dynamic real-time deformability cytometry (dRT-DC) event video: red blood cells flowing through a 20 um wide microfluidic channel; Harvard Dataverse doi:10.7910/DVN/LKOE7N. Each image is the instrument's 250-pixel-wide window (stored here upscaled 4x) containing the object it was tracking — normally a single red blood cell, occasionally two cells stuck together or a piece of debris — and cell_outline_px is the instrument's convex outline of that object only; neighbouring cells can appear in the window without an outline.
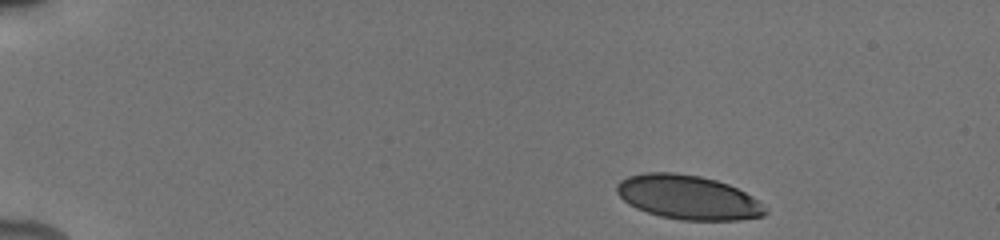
{"species": "human", "species_latin": "Homo sapiens", "temperature_condition": "cold", "stored_images_in_passage": 13, "camera_frame_rate_fps": 3000, "um_per_image_px": 0.085, "donor": {"sex": "male"}, "frame": {"image": 1, "passage_image": 1, "time_ms": 0.0, "image_size_px": [1000, 240], "cell_outline_px": [[768, 212], [764, 216], [736, 220], [680, 220], [660, 216], [636, 208], [628, 204], [616, 192], [616, 184], [620, 180], [628, 176], [644, 172], [672, 172], [700, 176], [716, 180], [728, 184], [752, 196], [768, 208]], "centroid_in_image_um": [58.48, 16.77], "position_along_channel_um": 26.5, "area_um2": 38.32}}
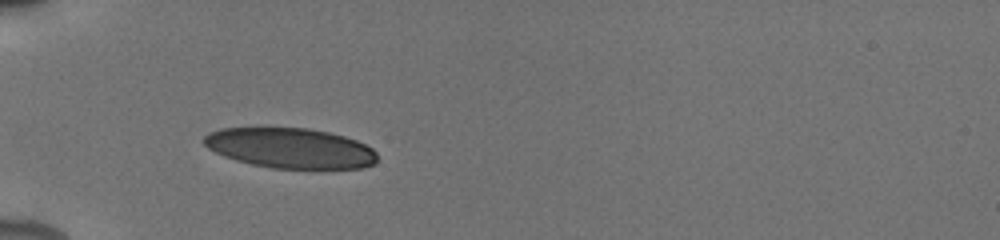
{"frame": {"image": 2, "passage_image": 7, "time_ms": 3.333, "image_size_px": [1000, 240], "cell_outline_px": [[376, 164], [364, 168], [272, 168], [252, 164], [236, 160], [224, 156], [208, 148], [204, 144], [204, 136], [208, 132], [220, 128], [260, 124], [308, 128], [328, 132], [344, 136], [356, 140], [372, 148], [376, 152]], "centroid_in_image_um": [24.61, 12.53], "position_along_channel_um": 60.4, "area_um2": 41.79}}
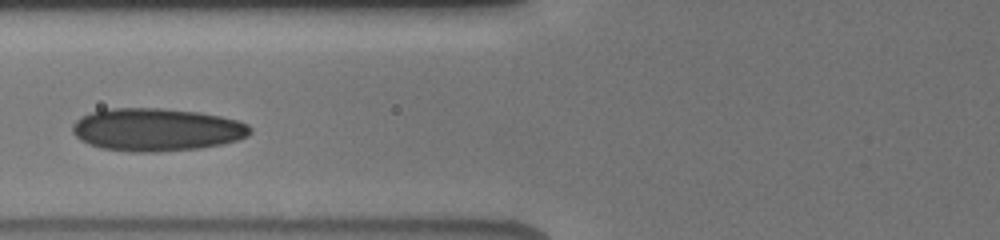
{"frame": {"image": 3, "passage_image": 10, "time_ms": 5.0, "image_size_px": [1000, 240], "cell_outline_px": [[252, 132], [248, 136], [224, 144], [200, 148], [156, 152], [132, 152], [100, 148], [88, 144], [80, 140], [72, 132], [72, 124], [80, 116], [104, 108], [164, 108], [200, 112], [220, 116], [236, 120], [248, 124], [252, 128]], "centroid_in_image_um": [13.29, 11.02], "position_along_channel_um": 112.5, "area_um2": 44.8}}